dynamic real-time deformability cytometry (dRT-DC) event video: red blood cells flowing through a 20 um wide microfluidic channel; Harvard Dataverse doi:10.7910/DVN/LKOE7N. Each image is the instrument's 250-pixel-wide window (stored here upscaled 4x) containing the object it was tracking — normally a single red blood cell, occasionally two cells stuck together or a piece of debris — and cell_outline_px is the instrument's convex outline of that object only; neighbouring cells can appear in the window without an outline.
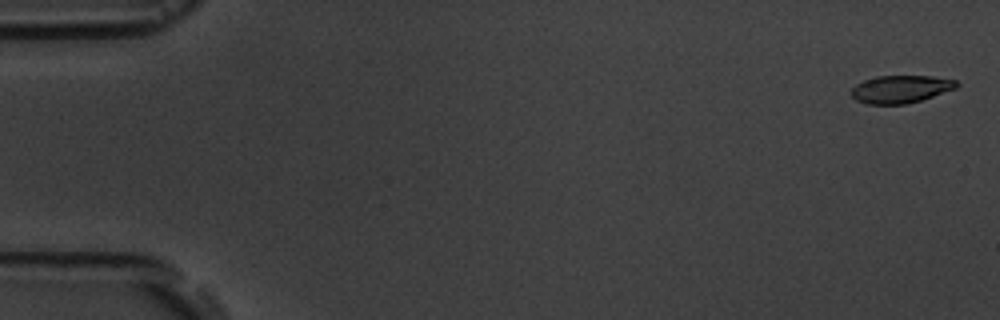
{"species": "common noctule bat (a hibernating species)", "species_latin": "Nyctalus noctula", "temperature_condition": "room temperature", "stored_images_in_passage": 6, "camera_frame_rate_fps": 3000, "um_per_image_px": 0.085, "animal": {"sex": "male", "body_mass_g": 19.5, "forearm_length_mm": 54.6}, "frame": {"image": 1, "passage_image": 1, "time_ms": 0.0, "image_size_px": [1000, 320], "cell_outline_px": [[960, 84], [956, 88], [920, 100], [904, 104], [868, 104], [856, 100], [852, 96], [852, 88], [856, 84], [864, 80], [876, 76], [932, 76], [956, 80]], "centroid_in_image_um": [76.55, 7.57], "position_along_channel_um": 8.4, "area_um2": 16.82}}
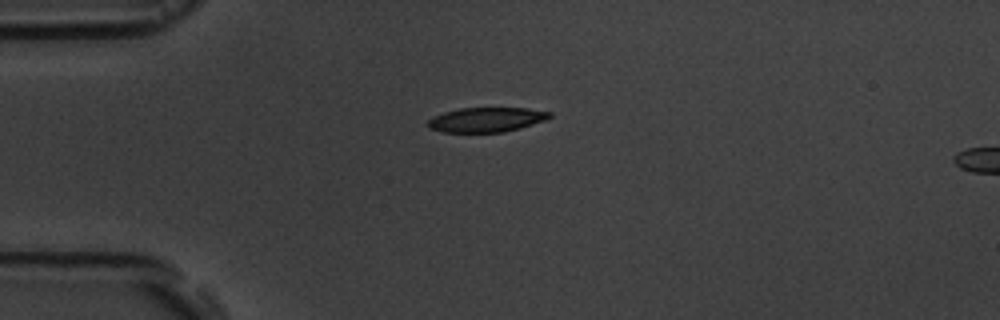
{"frame": {"image": 2, "passage_image": 5, "time_ms": 4.333, "image_size_px": [1000, 320], "cell_outline_px": [[552, 116], [544, 120], [520, 128], [504, 132], [444, 132], [428, 128], [428, 120], [432, 116], [444, 112], [460, 108], [528, 108], [552, 112]], "centroid_in_image_um": [41.33, 10.17], "position_along_channel_um": 43.7, "area_um2": 17.46}}